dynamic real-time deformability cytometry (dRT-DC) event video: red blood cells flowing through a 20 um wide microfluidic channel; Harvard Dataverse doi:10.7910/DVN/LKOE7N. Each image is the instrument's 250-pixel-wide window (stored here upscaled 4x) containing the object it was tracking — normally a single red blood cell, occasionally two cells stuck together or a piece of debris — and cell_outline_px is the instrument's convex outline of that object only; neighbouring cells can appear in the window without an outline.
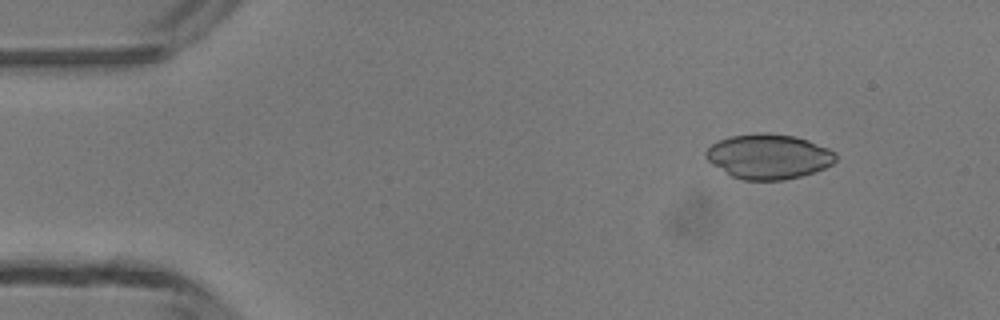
{"species": "common noctule bat (a hibernating species)", "species_latin": "Nyctalus noctula", "temperature_condition": "room temperature", "stored_images_in_passage": 4, "camera_frame_rate_fps": 3000, "um_per_image_px": 0.085, "animal": {"sex": "male", "body_mass_g": 13.3}, "frame": {"image": 1, "passage_image": 1, "time_ms": 0.0, "image_size_px": [1000, 320], "cell_outline_px": [[836, 160], [832, 164], [816, 172], [784, 180], [744, 180], [732, 176], [712, 164], [704, 156], [704, 152], [712, 144], [720, 140], [732, 136], [756, 132], [768, 132], [796, 136], [808, 140], [828, 148], [836, 152]], "centroid_in_image_um": [65.34, 13.29], "position_along_channel_um": 19.7, "area_um2": 34.1}}